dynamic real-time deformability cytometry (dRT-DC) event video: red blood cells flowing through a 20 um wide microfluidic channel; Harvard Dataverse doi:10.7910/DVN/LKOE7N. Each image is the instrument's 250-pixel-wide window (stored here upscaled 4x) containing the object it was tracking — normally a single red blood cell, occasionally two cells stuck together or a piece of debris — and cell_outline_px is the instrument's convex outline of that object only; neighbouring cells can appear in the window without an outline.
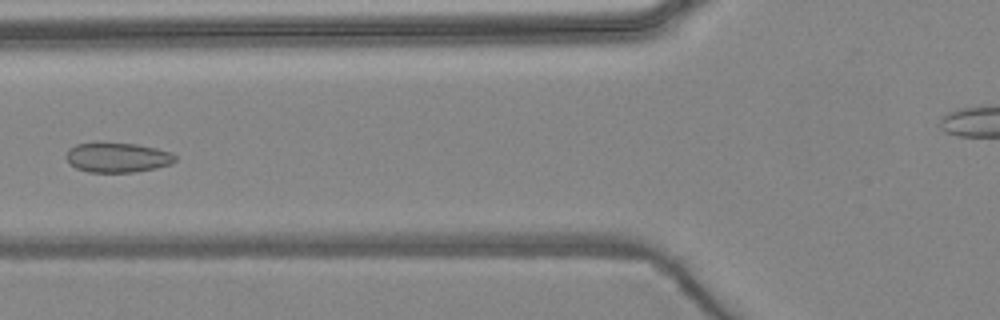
{"species": "common noctule bat (a hibernating species)", "species_latin": "Nyctalus noctula", "temperature_condition": "warm", "stored_images_in_passage": 5, "camera_frame_rate_fps": 3000, "um_per_image_px": 0.085, "animal": {"sex": "female", "body_mass_g": 24.6, "forearm_length_mm": 56.2}, "frame": {"image": 1, "passage_image": 4, "time_ms": 4.333, "image_size_px": [1000, 320], "cell_outline_px": [[176, 160], [172, 164], [156, 168], [136, 172], [88, 172], [76, 168], [68, 164], [64, 156], [68, 148], [76, 144], [96, 140], [100, 140], [136, 144], [156, 148], [172, 152], [176, 156]], "centroid_in_image_um": [9.92, 13.35], "position_along_channel_um": 115.9, "area_um2": 19.83}}
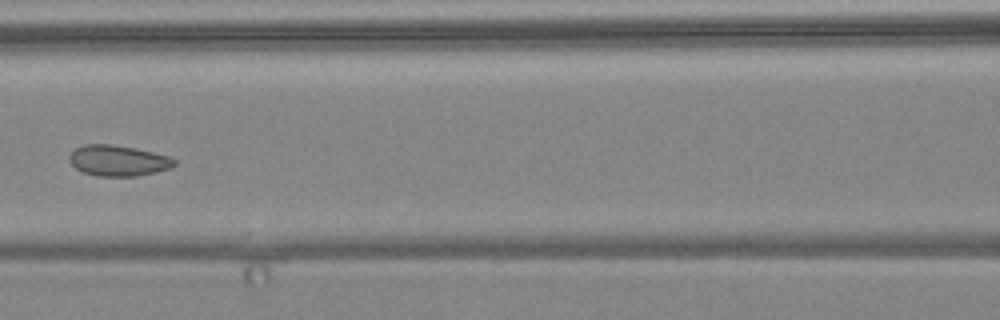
{"frame": {"image": 2, "passage_image": 5, "time_ms": 5.333, "image_size_px": [1000, 320], "cell_outline_px": [[176, 164], [172, 168], [156, 172], [136, 176], [96, 176], [84, 172], [76, 168], [68, 160], [68, 156], [76, 148], [84, 144], [112, 144], [136, 148], [168, 156], [176, 160]], "centroid_in_image_um": [10.05, 13.65], "position_along_channel_um": 156.6, "area_um2": 18.9}}